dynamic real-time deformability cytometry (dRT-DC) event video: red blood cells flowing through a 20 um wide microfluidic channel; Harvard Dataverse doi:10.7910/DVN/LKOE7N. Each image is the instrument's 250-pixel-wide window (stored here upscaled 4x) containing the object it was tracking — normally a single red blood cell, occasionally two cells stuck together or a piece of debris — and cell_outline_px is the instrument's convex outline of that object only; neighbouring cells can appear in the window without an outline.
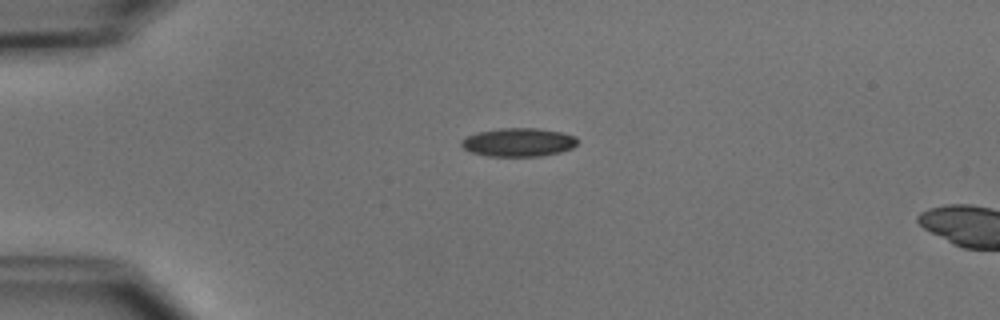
{"species": "common noctule bat (a hibernating species)", "species_latin": "Nyctalus noctula", "temperature_condition": "cold", "stored_images_in_passage": 2, "camera_frame_rate_fps": 3000, "um_per_image_px": 0.085, "animal": {"sex": "male", "body_mass_g": 15.6}, "frame": {"image": 1, "passage_image": 1, "time_ms": 0.0, "image_size_px": [1000, 320], "cell_outline_px": [[576, 144], [572, 148], [560, 152], [540, 156], [488, 156], [472, 152], [464, 148], [460, 144], [460, 140], [464, 136], [476, 132], [500, 128], [536, 128], [560, 132], [576, 136]], "centroid_in_image_um": [44.02, 12.08], "position_along_channel_um": 41.0, "area_um2": 19.31}}